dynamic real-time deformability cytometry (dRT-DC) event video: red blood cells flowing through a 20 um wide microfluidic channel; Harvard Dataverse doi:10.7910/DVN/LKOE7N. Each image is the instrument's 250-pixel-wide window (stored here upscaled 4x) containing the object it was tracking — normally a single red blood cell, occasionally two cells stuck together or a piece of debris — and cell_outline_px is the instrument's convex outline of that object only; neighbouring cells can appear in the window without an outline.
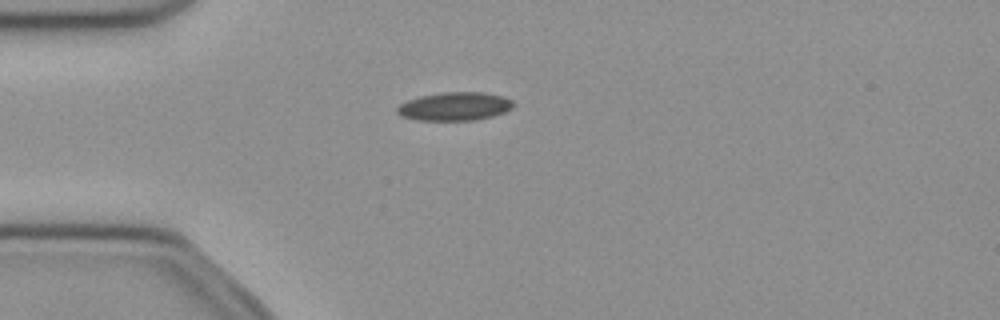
{"species": "common noctule bat (a hibernating species)", "species_latin": "Nyctalus noctula", "temperature_condition": "cold", "stored_images_in_passage": 46, "camera_frame_rate_fps": 3000, "um_per_image_px": 0.085, "animal": {"sex": "female", "body_mass_g": 21.9}, "frame": {"image": 1, "passage_image": 8, "time_ms": 2.333, "image_size_px": [1000, 320], "cell_outline_px": [[516, 104], [512, 108], [504, 112], [492, 116], [476, 120], [416, 120], [400, 116], [396, 112], [396, 108], [400, 104], [408, 100], [420, 96], [444, 92], [484, 92], [504, 96], [512, 100]], "centroid_in_image_um": [38.66, 9.04], "position_along_channel_um": 46.3, "area_um2": 19.36}}
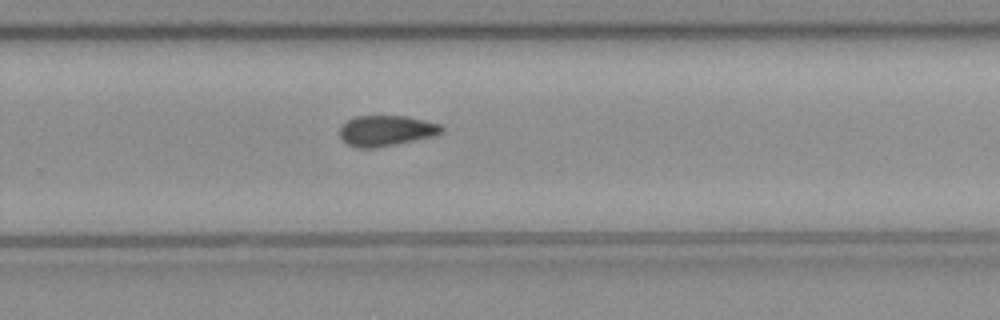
{"frame": {"image": 2, "passage_image": 28, "time_ms": 9.0, "image_size_px": [1000, 320], "cell_outline_px": [[444, 128], [440, 132], [432, 136], [396, 144], [376, 148], [356, 148], [348, 144], [340, 136], [340, 128], [348, 120], [356, 116], [404, 116], [424, 120], [440, 124]], "centroid_in_image_um": [32.8, 11.11], "position_along_channel_um": 297.0, "area_um2": 17.92}}
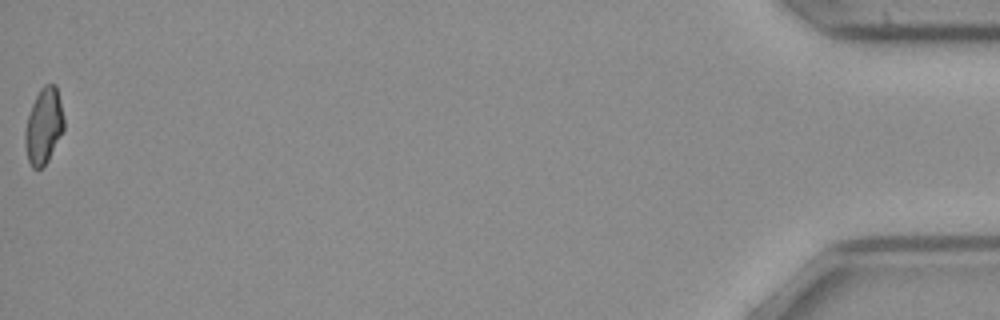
{"frame": {"image": 3, "passage_image": 46, "time_ms": 15.0, "image_size_px": [1000, 320], "cell_outline_px": [[64, 128], [48, 160], [40, 168], [32, 168], [28, 160], [24, 140], [24, 132], [28, 116], [32, 104], [40, 88], [44, 84], [56, 84], [60, 100], [64, 120]], "centroid_in_image_um": [3.71, 10.68], "position_along_channel_um": 431.5, "area_um2": 16.99}}